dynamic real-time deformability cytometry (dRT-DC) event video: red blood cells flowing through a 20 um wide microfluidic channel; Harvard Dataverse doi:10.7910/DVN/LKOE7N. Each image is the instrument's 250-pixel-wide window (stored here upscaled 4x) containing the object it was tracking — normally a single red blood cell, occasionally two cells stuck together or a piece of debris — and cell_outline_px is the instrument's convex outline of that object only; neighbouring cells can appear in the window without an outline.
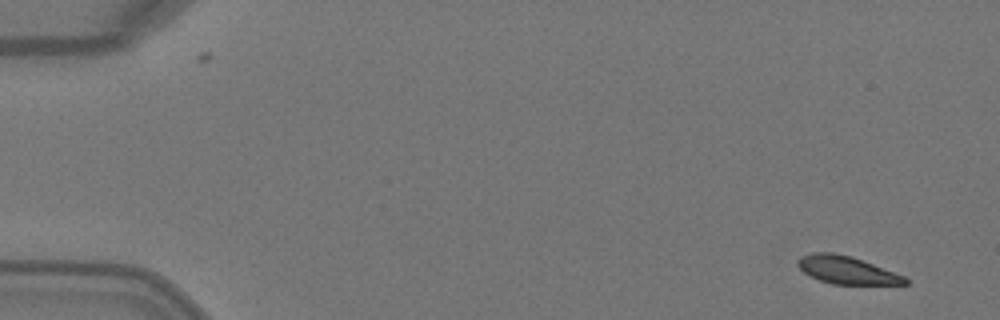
{"species": "Egyptian fruit bat (a non-hibernating species)", "species_latin": "Rousettus aegyptiacus", "temperature_condition": "warm", "stored_images_in_passage": 6, "camera_frame_rate_fps": 3000, "um_per_image_px": 0.085, "animal": {"sex": "female"}, "frame": {"image": 1, "passage_image": 1, "time_ms": 0.0, "image_size_px": [1000, 320], "cell_outline_px": [[908, 284], [832, 284], [820, 280], [804, 272], [796, 264], [796, 260], [800, 256], [812, 252], [832, 252], [852, 256], [904, 276], [908, 280]], "centroid_in_image_um": [71.93, 22.94], "position_along_channel_um": 13.1, "area_um2": 17.22}}
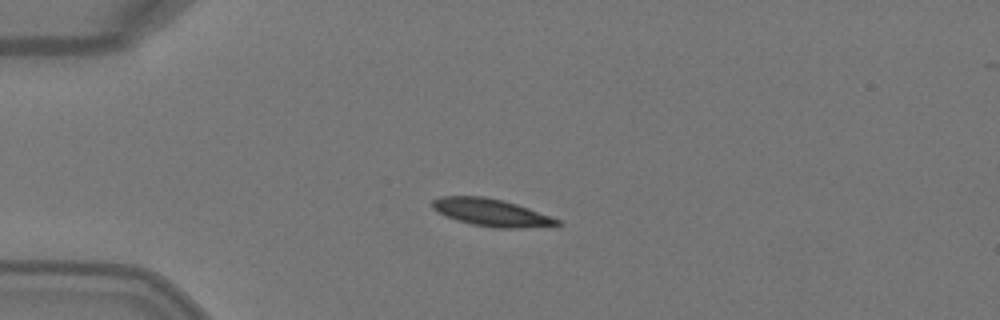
{"frame": {"image": 2, "passage_image": 4, "time_ms": 1.0, "image_size_px": [1000, 320], "cell_outline_px": [[560, 224], [524, 228], [496, 228], [472, 224], [456, 220], [436, 212], [432, 208], [432, 200], [440, 196], [484, 196], [504, 200], [528, 208], [560, 220]], "centroid_in_image_um": [41.69, 18.05], "position_along_channel_um": 43.3, "area_um2": 19.83}}
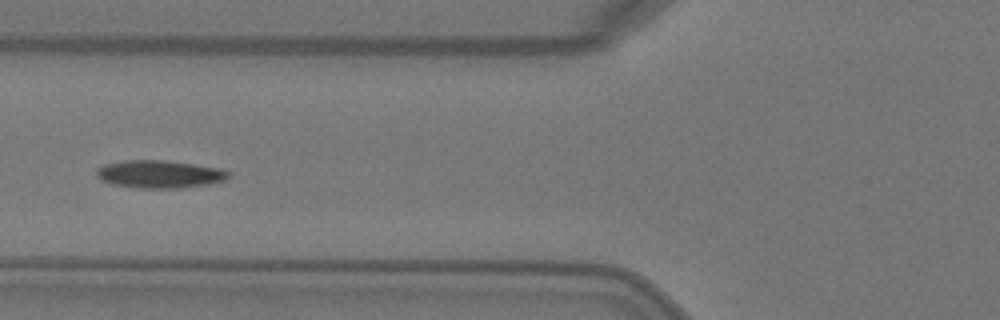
{"frame": {"image": 3, "passage_image": 6, "time_ms": 1.667, "image_size_px": [1000, 320], "cell_outline_px": [[232, 172], [224, 180], [208, 184], [180, 188], [140, 188], [112, 184], [100, 180], [96, 176], [96, 168], [104, 164], [124, 160], [164, 160], [196, 164], [220, 168]], "centroid_in_image_um": [13.54, 14.79], "position_along_channel_um": 112.3, "area_um2": 21.5}}